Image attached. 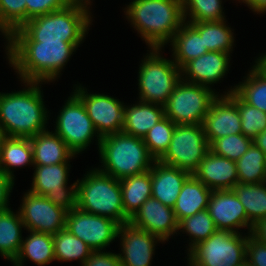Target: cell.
<instances>
[{
    "instance_id": "obj_22",
    "label": "cell",
    "mask_w": 266,
    "mask_h": 266,
    "mask_svg": "<svg viewBox=\"0 0 266 266\" xmlns=\"http://www.w3.org/2000/svg\"><path fill=\"white\" fill-rule=\"evenodd\" d=\"M152 197L163 205L174 207L185 181L192 175L190 172L169 166L156 160L150 169Z\"/></svg>"
},
{
    "instance_id": "obj_39",
    "label": "cell",
    "mask_w": 266,
    "mask_h": 266,
    "mask_svg": "<svg viewBox=\"0 0 266 266\" xmlns=\"http://www.w3.org/2000/svg\"><path fill=\"white\" fill-rule=\"evenodd\" d=\"M175 126L176 124L165 116L144 136L143 142L155 160H159L168 150Z\"/></svg>"
},
{
    "instance_id": "obj_32",
    "label": "cell",
    "mask_w": 266,
    "mask_h": 266,
    "mask_svg": "<svg viewBox=\"0 0 266 266\" xmlns=\"http://www.w3.org/2000/svg\"><path fill=\"white\" fill-rule=\"evenodd\" d=\"M227 20L209 21V22H189L198 31L203 38L204 47L208 51H220L232 54L235 45L234 29L232 30Z\"/></svg>"
},
{
    "instance_id": "obj_21",
    "label": "cell",
    "mask_w": 266,
    "mask_h": 266,
    "mask_svg": "<svg viewBox=\"0 0 266 266\" xmlns=\"http://www.w3.org/2000/svg\"><path fill=\"white\" fill-rule=\"evenodd\" d=\"M210 190H232L238 183L236 161L208 151L192 174Z\"/></svg>"
},
{
    "instance_id": "obj_47",
    "label": "cell",
    "mask_w": 266,
    "mask_h": 266,
    "mask_svg": "<svg viewBox=\"0 0 266 266\" xmlns=\"http://www.w3.org/2000/svg\"><path fill=\"white\" fill-rule=\"evenodd\" d=\"M247 7L256 14L266 13V0H241Z\"/></svg>"
},
{
    "instance_id": "obj_4",
    "label": "cell",
    "mask_w": 266,
    "mask_h": 266,
    "mask_svg": "<svg viewBox=\"0 0 266 266\" xmlns=\"http://www.w3.org/2000/svg\"><path fill=\"white\" fill-rule=\"evenodd\" d=\"M124 13L149 49H164L184 22L182 0H132Z\"/></svg>"
},
{
    "instance_id": "obj_26",
    "label": "cell",
    "mask_w": 266,
    "mask_h": 266,
    "mask_svg": "<svg viewBox=\"0 0 266 266\" xmlns=\"http://www.w3.org/2000/svg\"><path fill=\"white\" fill-rule=\"evenodd\" d=\"M174 63L181 69L187 62L208 53L199 31L184 21L169 44Z\"/></svg>"
},
{
    "instance_id": "obj_33",
    "label": "cell",
    "mask_w": 266,
    "mask_h": 266,
    "mask_svg": "<svg viewBox=\"0 0 266 266\" xmlns=\"http://www.w3.org/2000/svg\"><path fill=\"white\" fill-rule=\"evenodd\" d=\"M244 206L247 219L254 224L266 218V182L239 184L232 189Z\"/></svg>"
},
{
    "instance_id": "obj_48",
    "label": "cell",
    "mask_w": 266,
    "mask_h": 266,
    "mask_svg": "<svg viewBox=\"0 0 266 266\" xmlns=\"http://www.w3.org/2000/svg\"><path fill=\"white\" fill-rule=\"evenodd\" d=\"M253 143L266 155V129L253 139Z\"/></svg>"
},
{
    "instance_id": "obj_20",
    "label": "cell",
    "mask_w": 266,
    "mask_h": 266,
    "mask_svg": "<svg viewBox=\"0 0 266 266\" xmlns=\"http://www.w3.org/2000/svg\"><path fill=\"white\" fill-rule=\"evenodd\" d=\"M231 54L220 51H209L198 58L187 62L181 68L182 79L186 82L211 86L221 82L229 72Z\"/></svg>"
},
{
    "instance_id": "obj_43",
    "label": "cell",
    "mask_w": 266,
    "mask_h": 266,
    "mask_svg": "<svg viewBox=\"0 0 266 266\" xmlns=\"http://www.w3.org/2000/svg\"><path fill=\"white\" fill-rule=\"evenodd\" d=\"M246 263L249 266H266V244L260 243L250 234L247 237Z\"/></svg>"
},
{
    "instance_id": "obj_41",
    "label": "cell",
    "mask_w": 266,
    "mask_h": 266,
    "mask_svg": "<svg viewBox=\"0 0 266 266\" xmlns=\"http://www.w3.org/2000/svg\"><path fill=\"white\" fill-rule=\"evenodd\" d=\"M253 143V140L244 134H232L214 140L210 145V151L214 154L237 161Z\"/></svg>"
},
{
    "instance_id": "obj_45",
    "label": "cell",
    "mask_w": 266,
    "mask_h": 266,
    "mask_svg": "<svg viewBox=\"0 0 266 266\" xmlns=\"http://www.w3.org/2000/svg\"><path fill=\"white\" fill-rule=\"evenodd\" d=\"M14 183L15 180L0 171V212L10 208L9 197L14 188Z\"/></svg>"
},
{
    "instance_id": "obj_13",
    "label": "cell",
    "mask_w": 266,
    "mask_h": 266,
    "mask_svg": "<svg viewBox=\"0 0 266 266\" xmlns=\"http://www.w3.org/2000/svg\"><path fill=\"white\" fill-rule=\"evenodd\" d=\"M73 93L82 101L96 131L102 138L122 132L125 103L112 96L88 93L80 83L75 84Z\"/></svg>"
},
{
    "instance_id": "obj_28",
    "label": "cell",
    "mask_w": 266,
    "mask_h": 266,
    "mask_svg": "<svg viewBox=\"0 0 266 266\" xmlns=\"http://www.w3.org/2000/svg\"><path fill=\"white\" fill-rule=\"evenodd\" d=\"M28 233V237L22 239L20 251L11 264L24 266V262L30 260L38 266H45L55 261L53 235L36 231Z\"/></svg>"
},
{
    "instance_id": "obj_12",
    "label": "cell",
    "mask_w": 266,
    "mask_h": 266,
    "mask_svg": "<svg viewBox=\"0 0 266 266\" xmlns=\"http://www.w3.org/2000/svg\"><path fill=\"white\" fill-rule=\"evenodd\" d=\"M70 162L53 165H34L32 184L29 192L45 196L55 205L67 212L77 207L76 181L68 184Z\"/></svg>"
},
{
    "instance_id": "obj_49",
    "label": "cell",
    "mask_w": 266,
    "mask_h": 266,
    "mask_svg": "<svg viewBox=\"0 0 266 266\" xmlns=\"http://www.w3.org/2000/svg\"><path fill=\"white\" fill-rule=\"evenodd\" d=\"M257 65H266V52L259 55L254 61Z\"/></svg>"
},
{
    "instance_id": "obj_27",
    "label": "cell",
    "mask_w": 266,
    "mask_h": 266,
    "mask_svg": "<svg viewBox=\"0 0 266 266\" xmlns=\"http://www.w3.org/2000/svg\"><path fill=\"white\" fill-rule=\"evenodd\" d=\"M212 190L191 175L183 184L173 210L177 221L207 209Z\"/></svg>"
},
{
    "instance_id": "obj_10",
    "label": "cell",
    "mask_w": 266,
    "mask_h": 266,
    "mask_svg": "<svg viewBox=\"0 0 266 266\" xmlns=\"http://www.w3.org/2000/svg\"><path fill=\"white\" fill-rule=\"evenodd\" d=\"M71 93L57 115L53 132L62 138L75 155H79L87 150L95 137L98 149L101 137L82 101L73 92Z\"/></svg>"
},
{
    "instance_id": "obj_8",
    "label": "cell",
    "mask_w": 266,
    "mask_h": 266,
    "mask_svg": "<svg viewBox=\"0 0 266 266\" xmlns=\"http://www.w3.org/2000/svg\"><path fill=\"white\" fill-rule=\"evenodd\" d=\"M247 237L248 233L216 230L187 251L188 266H242L246 263Z\"/></svg>"
},
{
    "instance_id": "obj_25",
    "label": "cell",
    "mask_w": 266,
    "mask_h": 266,
    "mask_svg": "<svg viewBox=\"0 0 266 266\" xmlns=\"http://www.w3.org/2000/svg\"><path fill=\"white\" fill-rule=\"evenodd\" d=\"M34 166L30 138L4 136L0 143V171L15 180L14 169Z\"/></svg>"
},
{
    "instance_id": "obj_44",
    "label": "cell",
    "mask_w": 266,
    "mask_h": 266,
    "mask_svg": "<svg viewBox=\"0 0 266 266\" xmlns=\"http://www.w3.org/2000/svg\"><path fill=\"white\" fill-rule=\"evenodd\" d=\"M82 266H122L118 253L93 251Z\"/></svg>"
},
{
    "instance_id": "obj_1",
    "label": "cell",
    "mask_w": 266,
    "mask_h": 266,
    "mask_svg": "<svg viewBox=\"0 0 266 266\" xmlns=\"http://www.w3.org/2000/svg\"><path fill=\"white\" fill-rule=\"evenodd\" d=\"M8 64L19 81L53 82L83 42H5Z\"/></svg>"
},
{
    "instance_id": "obj_29",
    "label": "cell",
    "mask_w": 266,
    "mask_h": 266,
    "mask_svg": "<svg viewBox=\"0 0 266 266\" xmlns=\"http://www.w3.org/2000/svg\"><path fill=\"white\" fill-rule=\"evenodd\" d=\"M122 203L125 216L130 220L142 204L152 197L150 170L120 179Z\"/></svg>"
},
{
    "instance_id": "obj_11",
    "label": "cell",
    "mask_w": 266,
    "mask_h": 266,
    "mask_svg": "<svg viewBox=\"0 0 266 266\" xmlns=\"http://www.w3.org/2000/svg\"><path fill=\"white\" fill-rule=\"evenodd\" d=\"M210 150L202 124L176 125L161 163L193 172Z\"/></svg>"
},
{
    "instance_id": "obj_36",
    "label": "cell",
    "mask_w": 266,
    "mask_h": 266,
    "mask_svg": "<svg viewBox=\"0 0 266 266\" xmlns=\"http://www.w3.org/2000/svg\"><path fill=\"white\" fill-rule=\"evenodd\" d=\"M216 230L217 228L207 209L178 222V233L180 231L189 236L188 251L197 243L208 239Z\"/></svg>"
},
{
    "instance_id": "obj_51",
    "label": "cell",
    "mask_w": 266,
    "mask_h": 266,
    "mask_svg": "<svg viewBox=\"0 0 266 266\" xmlns=\"http://www.w3.org/2000/svg\"><path fill=\"white\" fill-rule=\"evenodd\" d=\"M2 138H3V135H2V133L0 132V143H1Z\"/></svg>"
},
{
    "instance_id": "obj_35",
    "label": "cell",
    "mask_w": 266,
    "mask_h": 266,
    "mask_svg": "<svg viewBox=\"0 0 266 266\" xmlns=\"http://www.w3.org/2000/svg\"><path fill=\"white\" fill-rule=\"evenodd\" d=\"M53 244L55 261L58 262L78 260L82 266L93 252L85 242L72 235L66 228L53 235Z\"/></svg>"
},
{
    "instance_id": "obj_50",
    "label": "cell",
    "mask_w": 266,
    "mask_h": 266,
    "mask_svg": "<svg viewBox=\"0 0 266 266\" xmlns=\"http://www.w3.org/2000/svg\"><path fill=\"white\" fill-rule=\"evenodd\" d=\"M266 73V65H258Z\"/></svg>"
},
{
    "instance_id": "obj_42",
    "label": "cell",
    "mask_w": 266,
    "mask_h": 266,
    "mask_svg": "<svg viewBox=\"0 0 266 266\" xmlns=\"http://www.w3.org/2000/svg\"><path fill=\"white\" fill-rule=\"evenodd\" d=\"M26 22L39 15H45L61 10L72 4L75 0H25Z\"/></svg>"
},
{
    "instance_id": "obj_40",
    "label": "cell",
    "mask_w": 266,
    "mask_h": 266,
    "mask_svg": "<svg viewBox=\"0 0 266 266\" xmlns=\"http://www.w3.org/2000/svg\"><path fill=\"white\" fill-rule=\"evenodd\" d=\"M26 22L25 0H0V35L6 39Z\"/></svg>"
},
{
    "instance_id": "obj_23",
    "label": "cell",
    "mask_w": 266,
    "mask_h": 266,
    "mask_svg": "<svg viewBox=\"0 0 266 266\" xmlns=\"http://www.w3.org/2000/svg\"><path fill=\"white\" fill-rule=\"evenodd\" d=\"M164 117L163 105L137 100L135 104L125 105L122 132L143 139L147 132Z\"/></svg>"
},
{
    "instance_id": "obj_31",
    "label": "cell",
    "mask_w": 266,
    "mask_h": 266,
    "mask_svg": "<svg viewBox=\"0 0 266 266\" xmlns=\"http://www.w3.org/2000/svg\"><path fill=\"white\" fill-rule=\"evenodd\" d=\"M253 64L244 80L224 91V95L234 91L244 102L266 113V73Z\"/></svg>"
},
{
    "instance_id": "obj_46",
    "label": "cell",
    "mask_w": 266,
    "mask_h": 266,
    "mask_svg": "<svg viewBox=\"0 0 266 266\" xmlns=\"http://www.w3.org/2000/svg\"><path fill=\"white\" fill-rule=\"evenodd\" d=\"M250 235L260 243L266 244V218H262L252 225Z\"/></svg>"
},
{
    "instance_id": "obj_18",
    "label": "cell",
    "mask_w": 266,
    "mask_h": 266,
    "mask_svg": "<svg viewBox=\"0 0 266 266\" xmlns=\"http://www.w3.org/2000/svg\"><path fill=\"white\" fill-rule=\"evenodd\" d=\"M129 222L157 236L165 243L173 235L178 234V221L173 208L163 205L153 197L142 204Z\"/></svg>"
},
{
    "instance_id": "obj_24",
    "label": "cell",
    "mask_w": 266,
    "mask_h": 266,
    "mask_svg": "<svg viewBox=\"0 0 266 266\" xmlns=\"http://www.w3.org/2000/svg\"><path fill=\"white\" fill-rule=\"evenodd\" d=\"M34 165H53L70 162L77 157L62 138L53 131L46 130L30 137ZM74 157V158H73Z\"/></svg>"
},
{
    "instance_id": "obj_34",
    "label": "cell",
    "mask_w": 266,
    "mask_h": 266,
    "mask_svg": "<svg viewBox=\"0 0 266 266\" xmlns=\"http://www.w3.org/2000/svg\"><path fill=\"white\" fill-rule=\"evenodd\" d=\"M236 164L239 184L266 182V155L254 143Z\"/></svg>"
},
{
    "instance_id": "obj_37",
    "label": "cell",
    "mask_w": 266,
    "mask_h": 266,
    "mask_svg": "<svg viewBox=\"0 0 266 266\" xmlns=\"http://www.w3.org/2000/svg\"><path fill=\"white\" fill-rule=\"evenodd\" d=\"M222 3L223 0H182L184 21L209 22L224 20L226 17Z\"/></svg>"
},
{
    "instance_id": "obj_6",
    "label": "cell",
    "mask_w": 266,
    "mask_h": 266,
    "mask_svg": "<svg viewBox=\"0 0 266 266\" xmlns=\"http://www.w3.org/2000/svg\"><path fill=\"white\" fill-rule=\"evenodd\" d=\"M76 184L78 209L111 218L120 225L129 222L124 213L119 179L92 167Z\"/></svg>"
},
{
    "instance_id": "obj_30",
    "label": "cell",
    "mask_w": 266,
    "mask_h": 266,
    "mask_svg": "<svg viewBox=\"0 0 266 266\" xmlns=\"http://www.w3.org/2000/svg\"><path fill=\"white\" fill-rule=\"evenodd\" d=\"M24 223L18 210L8 208L0 212V256L13 262L22 244Z\"/></svg>"
},
{
    "instance_id": "obj_14",
    "label": "cell",
    "mask_w": 266,
    "mask_h": 266,
    "mask_svg": "<svg viewBox=\"0 0 266 266\" xmlns=\"http://www.w3.org/2000/svg\"><path fill=\"white\" fill-rule=\"evenodd\" d=\"M120 224L111 218L90 214L77 207L67 212L66 229L93 251H104L118 238Z\"/></svg>"
},
{
    "instance_id": "obj_7",
    "label": "cell",
    "mask_w": 266,
    "mask_h": 266,
    "mask_svg": "<svg viewBox=\"0 0 266 266\" xmlns=\"http://www.w3.org/2000/svg\"><path fill=\"white\" fill-rule=\"evenodd\" d=\"M138 70V100L165 105L181 81V69L173 59L164 58L161 48H150Z\"/></svg>"
},
{
    "instance_id": "obj_17",
    "label": "cell",
    "mask_w": 266,
    "mask_h": 266,
    "mask_svg": "<svg viewBox=\"0 0 266 266\" xmlns=\"http://www.w3.org/2000/svg\"><path fill=\"white\" fill-rule=\"evenodd\" d=\"M207 210L217 230L242 233L241 228L246 227L250 234L253 224L247 219L244 206L233 190L212 191Z\"/></svg>"
},
{
    "instance_id": "obj_52",
    "label": "cell",
    "mask_w": 266,
    "mask_h": 266,
    "mask_svg": "<svg viewBox=\"0 0 266 266\" xmlns=\"http://www.w3.org/2000/svg\"><path fill=\"white\" fill-rule=\"evenodd\" d=\"M84 1H88V2H90V3H92V2H93V0H84Z\"/></svg>"
},
{
    "instance_id": "obj_5",
    "label": "cell",
    "mask_w": 266,
    "mask_h": 266,
    "mask_svg": "<svg viewBox=\"0 0 266 266\" xmlns=\"http://www.w3.org/2000/svg\"><path fill=\"white\" fill-rule=\"evenodd\" d=\"M98 152L102 165L97 169L119 180L149 171L156 161L142 138L123 132L102 137Z\"/></svg>"
},
{
    "instance_id": "obj_38",
    "label": "cell",
    "mask_w": 266,
    "mask_h": 266,
    "mask_svg": "<svg viewBox=\"0 0 266 266\" xmlns=\"http://www.w3.org/2000/svg\"><path fill=\"white\" fill-rule=\"evenodd\" d=\"M228 96L237 104L242 134L253 140L266 129V113L244 102L234 91Z\"/></svg>"
},
{
    "instance_id": "obj_2",
    "label": "cell",
    "mask_w": 266,
    "mask_h": 266,
    "mask_svg": "<svg viewBox=\"0 0 266 266\" xmlns=\"http://www.w3.org/2000/svg\"><path fill=\"white\" fill-rule=\"evenodd\" d=\"M91 5L88 1L75 0L64 9L31 18L5 42H84L93 22Z\"/></svg>"
},
{
    "instance_id": "obj_15",
    "label": "cell",
    "mask_w": 266,
    "mask_h": 266,
    "mask_svg": "<svg viewBox=\"0 0 266 266\" xmlns=\"http://www.w3.org/2000/svg\"><path fill=\"white\" fill-rule=\"evenodd\" d=\"M21 201L18 212L25 230L54 235L66 227L67 211L45 196L27 190Z\"/></svg>"
},
{
    "instance_id": "obj_3",
    "label": "cell",
    "mask_w": 266,
    "mask_h": 266,
    "mask_svg": "<svg viewBox=\"0 0 266 266\" xmlns=\"http://www.w3.org/2000/svg\"><path fill=\"white\" fill-rule=\"evenodd\" d=\"M21 83L25 88L19 91L0 92V132L4 136L30 138L48 130L50 113L43 101V82Z\"/></svg>"
},
{
    "instance_id": "obj_9",
    "label": "cell",
    "mask_w": 266,
    "mask_h": 266,
    "mask_svg": "<svg viewBox=\"0 0 266 266\" xmlns=\"http://www.w3.org/2000/svg\"><path fill=\"white\" fill-rule=\"evenodd\" d=\"M218 95L215 89L181 79L164 105L165 116L176 125L203 124Z\"/></svg>"
},
{
    "instance_id": "obj_16",
    "label": "cell",
    "mask_w": 266,
    "mask_h": 266,
    "mask_svg": "<svg viewBox=\"0 0 266 266\" xmlns=\"http://www.w3.org/2000/svg\"><path fill=\"white\" fill-rule=\"evenodd\" d=\"M118 238L121 248L118 255L122 266H151L156 244L164 243L157 236L130 222L119 226Z\"/></svg>"
},
{
    "instance_id": "obj_19",
    "label": "cell",
    "mask_w": 266,
    "mask_h": 266,
    "mask_svg": "<svg viewBox=\"0 0 266 266\" xmlns=\"http://www.w3.org/2000/svg\"><path fill=\"white\" fill-rule=\"evenodd\" d=\"M202 125L209 145L227 135L242 133L237 104L221 93L212 101Z\"/></svg>"
}]
</instances>
